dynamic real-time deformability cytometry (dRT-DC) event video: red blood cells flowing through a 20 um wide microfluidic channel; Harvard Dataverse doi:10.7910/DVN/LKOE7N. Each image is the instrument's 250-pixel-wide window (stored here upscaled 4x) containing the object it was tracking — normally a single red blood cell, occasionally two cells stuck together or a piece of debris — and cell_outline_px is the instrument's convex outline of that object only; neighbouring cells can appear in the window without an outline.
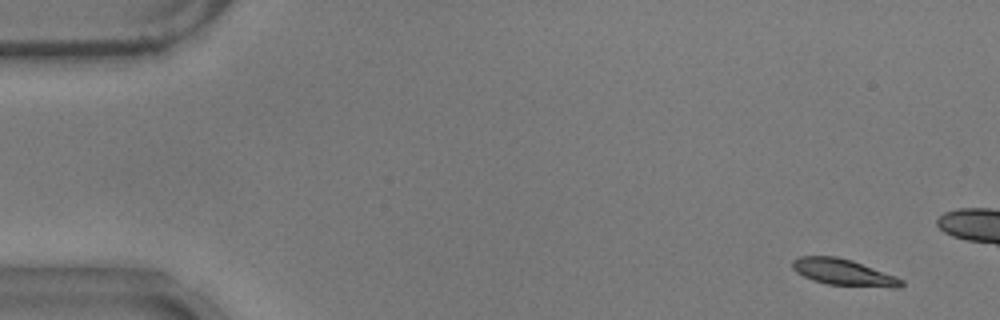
{"species": "common noctule bat (a hibernating species)", "species_latin": "Nyctalus noctula", "temperature_condition": "warm", "stored_images_in_passage": 16, "camera_frame_rate_fps": 3000, "um_per_image_px": 0.085, "animal": {"sex": "male", "body_mass_g": 17.9}, "frame": {"image": 1, "passage_image": 3, "time_ms": 0.667, "image_size_px": [1000, 320], "cell_outline_px": [[904, 284], [900, 288], [892, 288], [828, 284], [812, 280], [796, 272], [792, 268], [792, 260], [800, 256], [836, 256], [852, 260], [896, 276], [904, 280]], "centroid_in_image_um": [71.72, 23.15], "position_along_channel_um": 13.3, "area_um2": 16.88}}